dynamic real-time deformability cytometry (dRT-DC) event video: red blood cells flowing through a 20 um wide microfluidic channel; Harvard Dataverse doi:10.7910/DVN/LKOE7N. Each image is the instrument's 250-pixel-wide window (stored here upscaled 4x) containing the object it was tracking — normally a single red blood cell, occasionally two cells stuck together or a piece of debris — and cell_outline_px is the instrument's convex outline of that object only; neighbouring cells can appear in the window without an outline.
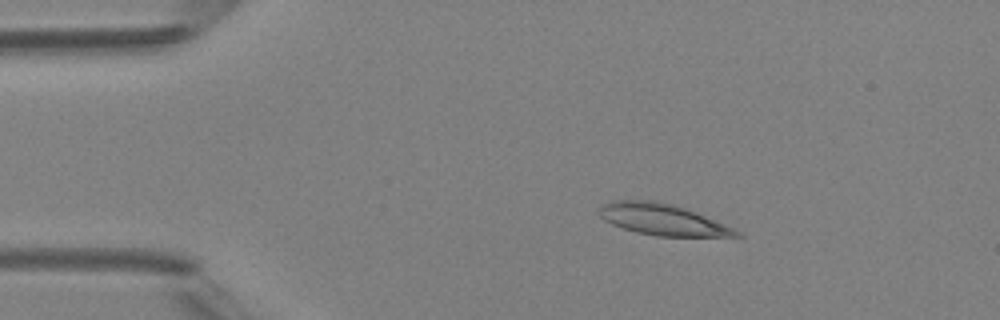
{"species": "Egyptian fruit bat (a non-hibernating species)", "species_latin": "Rousettus aegyptiacus", "temperature_condition": "room temperature", "stored_images_in_passage": 5, "camera_frame_rate_fps": 3000, "um_per_image_px": 0.085, "animal": {"sex": "female"}, "frame": {"image": 1, "passage_image": 2, "time_ms": 1.0, "image_size_px": [1000, 320], "cell_outline_px": [[744, 236], [656, 236], [636, 232], [612, 224], [604, 220], [600, 216], [600, 208], [608, 200], [656, 200], [688, 208], [732, 228], [740, 232]], "centroid_in_image_um": [56.29, 18.64], "position_along_channel_um": 28.7, "area_um2": 24.85}}
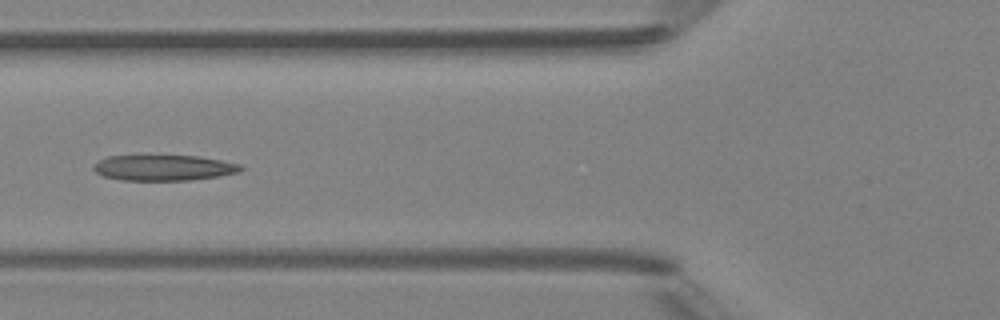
{"frame": {"image": 2, "passage_image": 5, "time_ms": 4.333, "image_size_px": [1000, 320], "cell_outline_px": [[244, 168], [240, 172], [220, 176], [188, 180], [124, 180], [104, 176], [96, 172], [92, 168], [92, 164], [108, 156], [144, 152], [200, 156], [244, 164]], "centroid_in_image_um": [13.91, 14.19], "position_along_channel_um": 111.9, "area_um2": 23.41}}